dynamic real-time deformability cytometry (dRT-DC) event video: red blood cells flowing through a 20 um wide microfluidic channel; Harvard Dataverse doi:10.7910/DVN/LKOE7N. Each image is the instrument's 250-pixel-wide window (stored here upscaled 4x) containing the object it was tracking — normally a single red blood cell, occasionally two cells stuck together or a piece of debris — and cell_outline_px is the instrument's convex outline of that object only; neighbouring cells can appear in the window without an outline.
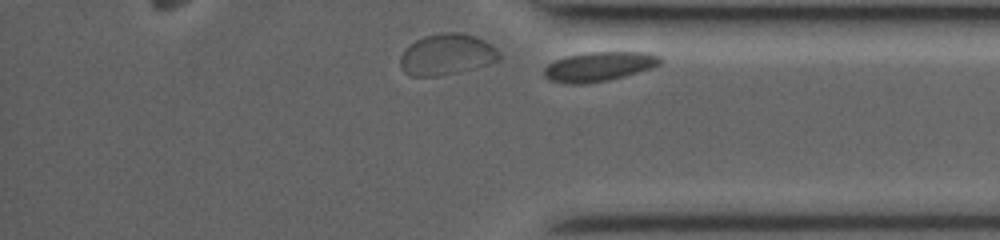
{"species": "common noctule bat (a hibernating species)", "species_latin": "Nyctalus noctula", "temperature_condition": "room temperature", "stored_images_in_passage": 42, "camera_frame_rate_fps": 3500, "um_per_image_px": 0.085, "animal": {"sex": "female", "body_mass_g": 19.0, "forearm_length_mm": 53.3}, "frame": {"image": 1, "passage_image": 42, "time_ms": 9.143, "image_size_px": [1000, 240], "cell_outline_px": [[664, 60], [660, 64], [652, 68], [624, 76], [608, 80], [580, 84], [564, 84], [552, 80], [544, 76], [544, 68], [548, 64], [556, 60], [568, 56], [588, 52], [652, 52], [660, 56]], "centroid_in_image_um": [50.96, 5.65], "position_along_channel_um": 384.2, "area_um2": 19.94}}